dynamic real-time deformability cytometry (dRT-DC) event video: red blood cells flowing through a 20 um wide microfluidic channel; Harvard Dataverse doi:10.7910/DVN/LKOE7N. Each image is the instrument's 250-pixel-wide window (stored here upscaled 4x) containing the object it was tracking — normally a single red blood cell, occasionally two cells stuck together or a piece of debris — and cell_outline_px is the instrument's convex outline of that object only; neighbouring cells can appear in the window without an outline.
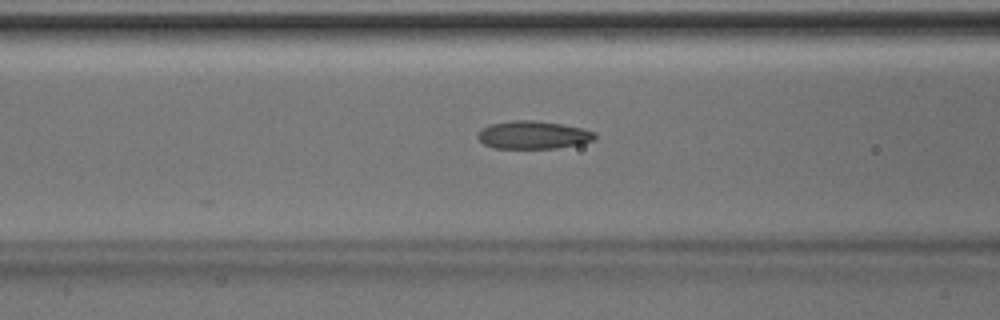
{"species": "Egyptian fruit bat (a non-hibernating species)", "species_latin": "Rousettus aegyptiacus", "temperature_condition": "room temperature", "stored_images_in_passage": 31, "camera_frame_rate_fps": 3000, "um_per_image_px": 0.085, "animal": {"sex": "male"}, "frame": {"image": 1, "passage_image": 4, "time_ms": 1.0, "image_size_px": [1000, 320], "cell_outline_px": [[596, 140], [580, 144], [556, 148], [492, 148], [484, 144], [476, 136], [476, 132], [480, 128], [492, 124], [512, 120], [536, 120], [560, 124], [580, 128], [596, 132]], "centroid_in_image_um": [45.29, 11.47], "position_along_channel_um": 121.3, "area_um2": 19.19}}
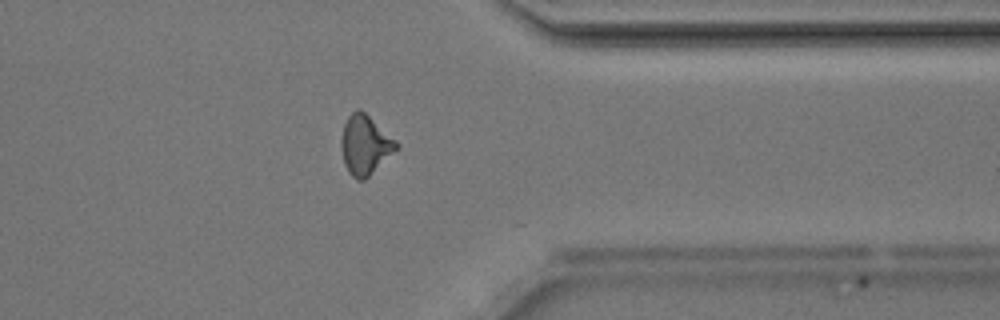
{"frame": {"image": 2, "passage_image": 23, "time_ms": 7.333, "image_size_px": [1000, 320], "cell_outline_px": [[400, 148], [364, 180], [356, 180], [348, 172], [344, 164], [340, 144], [344, 124], [348, 116], [356, 108], [360, 108], [396, 140], [400, 144]], "centroid_in_image_um": [31.04, 12.32], "position_along_channel_um": 380.4, "area_um2": 19.25}}
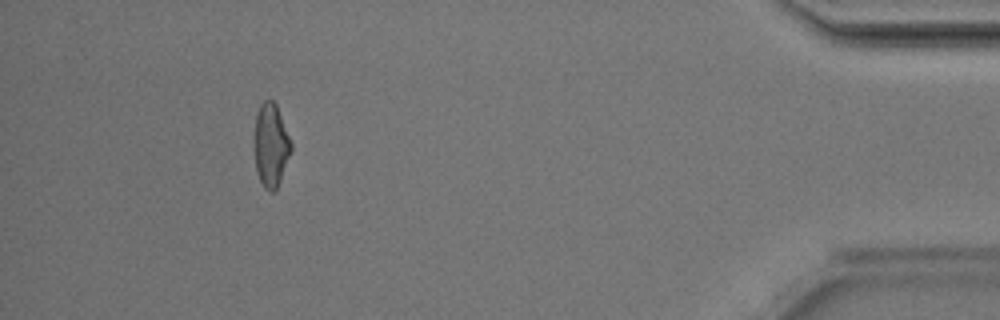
{"frame": {"image": 3, "passage_image": 29, "time_ms": 9.333, "image_size_px": [1000, 320], "cell_outline_px": [[292, 148], [280, 180], [276, 188], [272, 192], [264, 188], [256, 172], [252, 148], [256, 112], [260, 104], [264, 100], [272, 100], [276, 104], [292, 144]], "centroid_in_image_um": [22.97, 12.32], "position_along_channel_um": 412.2, "area_um2": 18.15}}